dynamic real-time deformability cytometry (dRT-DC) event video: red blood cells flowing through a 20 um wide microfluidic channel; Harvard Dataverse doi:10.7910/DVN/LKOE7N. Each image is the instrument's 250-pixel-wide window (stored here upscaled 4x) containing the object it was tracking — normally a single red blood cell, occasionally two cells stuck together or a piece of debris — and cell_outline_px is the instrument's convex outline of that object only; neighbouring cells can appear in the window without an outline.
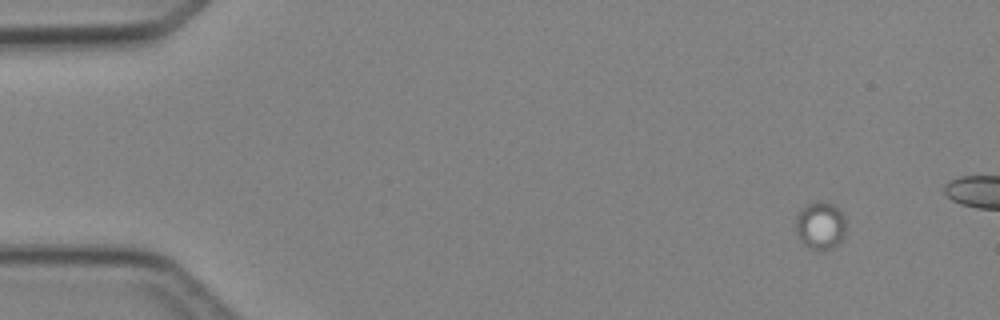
{"species": "Egyptian fruit bat (a non-hibernating species)", "species_latin": "Rousettus aegyptiacus", "temperature_condition": "cold", "stored_images_in_passage": 4, "camera_frame_rate_fps": 3000, "um_per_image_px": 0.085, "animal": {"sex": "female"}, "frame": {"image": 1, "passage_image": 1, "time_ms": 0.0, "image_size_px": [1000, 320], "cell_outline_px": [[844, 236], [836, 244], [820, 252], [808, 248], [796, 232], [796, 216], [800, 208], [808, 204], [836, 204], [844, 216]], "centroid_in_image_um": [69.71, 19.19], "position_along_channel_um": 15.3, "area_um2": 13.58}}